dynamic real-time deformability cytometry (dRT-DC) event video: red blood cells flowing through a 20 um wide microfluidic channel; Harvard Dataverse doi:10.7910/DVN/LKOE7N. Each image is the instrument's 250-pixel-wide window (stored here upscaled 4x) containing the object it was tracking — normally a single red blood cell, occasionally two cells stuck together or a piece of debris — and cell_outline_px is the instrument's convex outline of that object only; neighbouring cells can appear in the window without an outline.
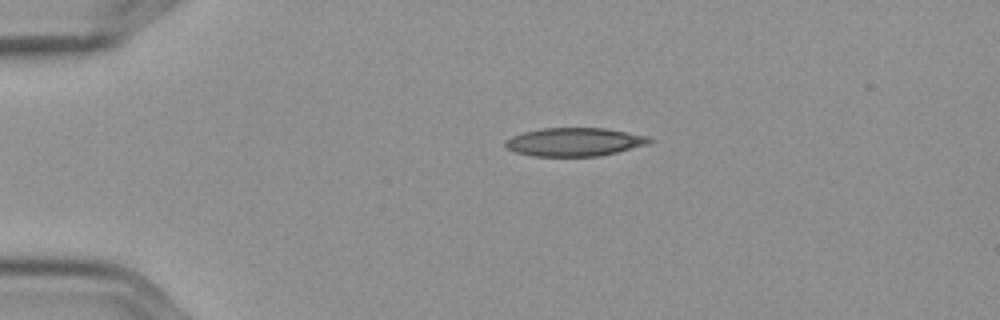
{"species": "Egyptian fruit bat (a non-hibernating species)", "species_latin": "Rousettus aegyptiacus", "temperature_condition": "cold", "stored_images_in_passage": 3, "camera_frame_rate_fps": 3000, "um_per_image_px": 0.085, "frame": {"image": 1, "passage_image": 1, "time_ms": 0.0, "image_size_px": [1000, 320], "cell_outline_px": [[656, 140], [648, 144], [600, 156], [532, 156], [516, 152], [508, 148], [504, 144], [504, 140], [512, 136], [524, 132], [540, 128], [604, 128], [648, 136]], "centroid_in_image_um": [48.83, 12.06], "position_along_channel_um": 36.2, "area_um2": 23.81}}
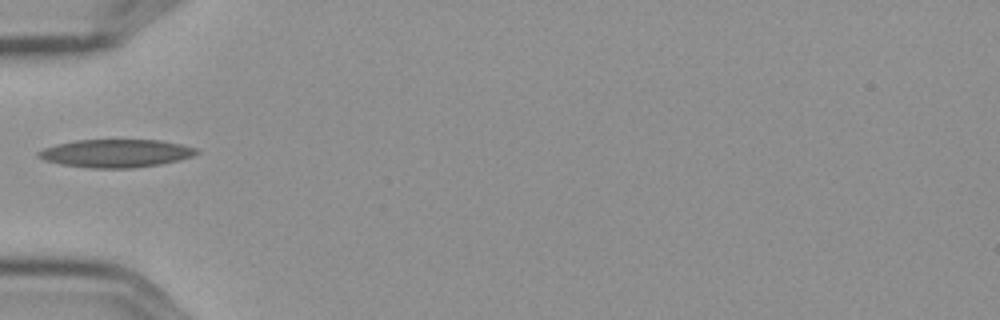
{"frame": {"image": 2, "passage_image": 3, "time_ms": 0.667, "image_size_px": [1000, 320], "cell_outline_px": [[200, 152], [192, 156], [160, 164], [132, 168], [92, 168], [60, 164], [44, 160], [36, 156], [36, 152], [44, 148], [56, 144], [76, 140], [160, 140], [180, 144], [196, 148]], "centroid_in_image_um": [9.81, 13.03], "position_along_channel_um": 75.2, "area_um2": 25.72}}